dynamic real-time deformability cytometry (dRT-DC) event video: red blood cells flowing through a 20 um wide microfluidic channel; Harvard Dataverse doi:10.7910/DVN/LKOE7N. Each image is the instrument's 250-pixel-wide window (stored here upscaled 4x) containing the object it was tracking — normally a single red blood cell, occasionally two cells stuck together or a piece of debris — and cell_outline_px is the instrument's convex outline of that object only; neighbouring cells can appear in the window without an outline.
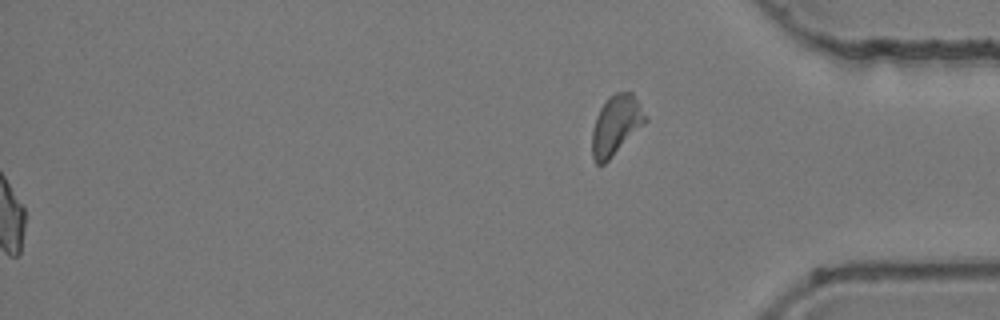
{"species": "common noctule bat (a hibernating species)", "species_latin": "Nyctalus noctula", "temperature_condition": "room temperature", "stored_images_in_passage": 55, "segment_of_instrument_passage": [2, 2], "camera_frame_rate_fps": 3000, "um_per_image_px": 0.085, "animal": {"sex": "female", "body_mass_g": 24.6, "forearm_length_mm": 56.2}, "frame": {"image": 1, "passage_image": 55, "time_ms": 18.0, "image_size_px": [1000, 320], "cell_outline_px": [[648, 120], [604, 164], [596, 164], [592, 160], [592, 128], [596, 116], [600, 108], [608, 96], [616, 92], [632, 92], [648, 116]], "centroid_in_image_um": [52.35, 10.62], "position_along_channel_um": 382.9, "area_um2": 18.55}}